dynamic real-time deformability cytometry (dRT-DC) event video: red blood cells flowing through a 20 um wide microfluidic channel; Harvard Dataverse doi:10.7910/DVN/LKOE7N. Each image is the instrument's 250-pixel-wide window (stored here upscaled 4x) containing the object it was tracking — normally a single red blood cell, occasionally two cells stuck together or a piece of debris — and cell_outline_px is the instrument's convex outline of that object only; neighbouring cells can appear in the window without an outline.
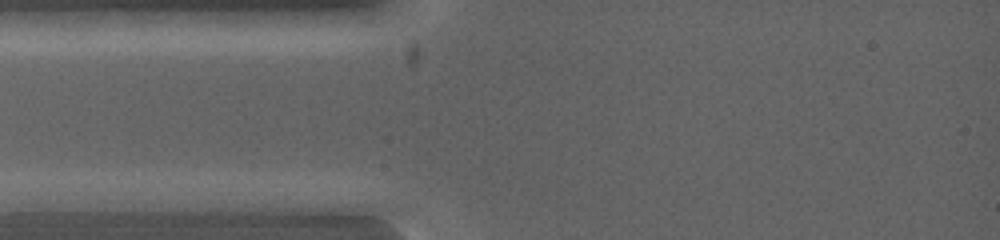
{"species": "common noctule bat (a hibernating species)", "species_latin": "Nyctalus noctula", "temperature_condition": "warm", "stored_images_in_passage": 3, "camera_frame_rate_fps": 5000, "um_per_image_px": 0.085, "animal": {"sex": "female", "body_mass_g": 19.0, "forearm_length_mm": 53.3}, "frame": {"image": 1, "passage_image": 1, "time_ms": 0.0, "image_size_px": [1000, 240], "cell_outline_px": [[124, 200], [100, 212], [16, 212], [16, 200], [76, 192], [100, 192]], "centroid_in_image_um": [5.8, 17.25], "position_along_channel_um": 79.2, "area_um2": 12.14}}